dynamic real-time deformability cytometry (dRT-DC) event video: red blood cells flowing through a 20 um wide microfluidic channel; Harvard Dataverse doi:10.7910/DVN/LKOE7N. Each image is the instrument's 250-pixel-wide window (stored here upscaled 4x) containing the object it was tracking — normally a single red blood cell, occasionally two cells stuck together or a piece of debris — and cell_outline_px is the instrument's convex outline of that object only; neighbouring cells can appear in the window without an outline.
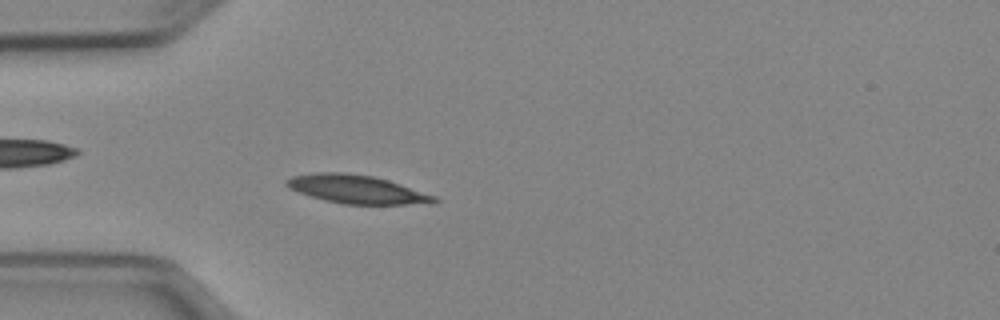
{"species": "Egyptian fruit bat (a non-hibernating species)", "species_latin": "Rousettus aegyptiacus", "temperature_condition": "cold", "stored_images_in_passage": 45, "camera_frame_rate_fps": 3000, "um_per_image_px": 0.085, "animal": {"sex": "female"}, "frame": {"image": 1, "passage_image": 14, "time_ms": 4.333, "image_size_px": [1000, 320], "cell_outline_px": [[440, 200], [436, 204], [344, 204], [324, 200], [288, 188], [284, 184], [284, 180], [292, 176], [316, 172], [344, 172], [372, 176], [388, 180], [436, 196]], "centroid_in_image_um": [30.34, 16.09], "position_along_channel_um": 54.7, "area_um2": 24.51}}
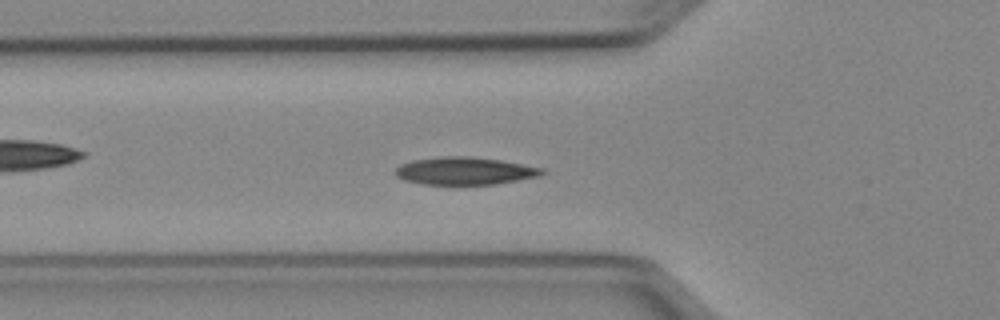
{"frame": {"image": 2, "passage_image": 17, "time_ms": 5.333, "image_size_px": [1000, 320], "cell_outline_px": [[548, 172], [540, 176], [496, 184], [424, 184], [404, 180], [396, 176], [396, 168], [400, 164], [412, 160], [440, 156], [468, 156], [500, 160], [544, 168]], "centroid_in_image_um": [39.53, 14.52], "position_along_channel_um": 86.3, "area_um2": 23.64}}
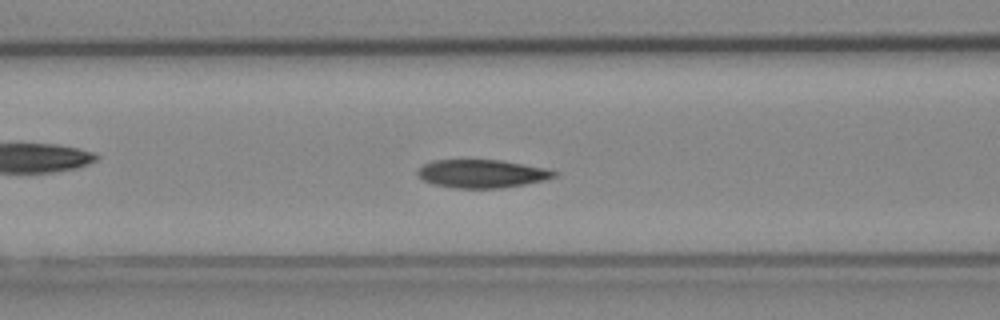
{"frame": {"image": 3, "passage_image": 20, "time_ms": 6.333, "image_size_px": [1000, 320], "cell_outline_px": [[560, 172], [556, 176], [544, 180], [504, 188], [452, 188], [432, 184], [416, 176], [416, 172], [424, 164], [432, 160], [500, 160], [548, 168]], "centroid_in_image_um": [40.97, 14.76], "position_along_channel_um": 125.6, "area_um2": 22.66}, "authors_computed_cell_mechanics": {"area_um2": 22.8888, "velocity_mm_per_s": 3.9154, "shape_relaxation_time_tau1_ms": 3.8426, "shape_relaxation_time_tau2_ms": 4.2617, "deformation_change_tau1": 0.143, "deformation_change_tau2": 0.0508}}